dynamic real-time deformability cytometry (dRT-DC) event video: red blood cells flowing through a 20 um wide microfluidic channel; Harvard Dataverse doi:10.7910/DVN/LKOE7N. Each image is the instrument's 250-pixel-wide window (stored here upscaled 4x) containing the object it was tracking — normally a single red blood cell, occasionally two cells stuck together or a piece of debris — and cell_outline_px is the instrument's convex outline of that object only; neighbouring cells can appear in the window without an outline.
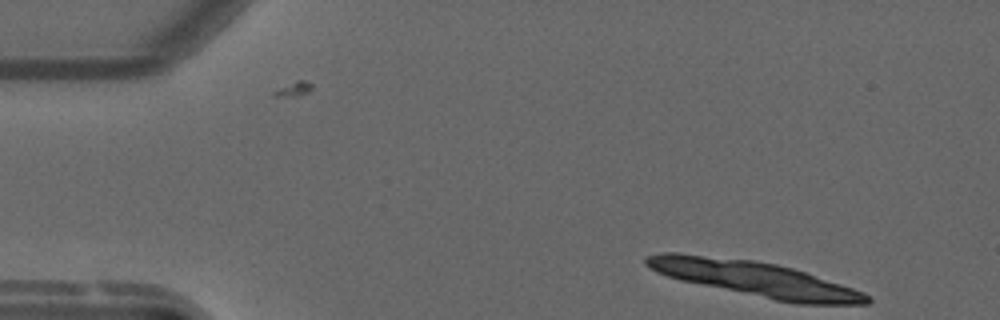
{"species": "common noctule bat (a hibernating species)", "species_latin": "Nyctalus noctula", "temperature_condition": "warm", "stored_images_in_passage": 3, "camera_frame_rate_fps": 3000, "um_per_image_px": 0.085, "animal": {"sex": "male", "forearm_length_mm": 52.5}, "frame": {"image": 1, "passage_image": 3, "time_ms": 0.667, "image_size_px": [1000, 320], "cell_outline_px": [[868, 300], [860, 304], [820, 304], [780, 300], [688, 280], [672, 276], [660, 272], [652, 268], [648, 264], [648, 260], [652, 256], [696, 256], [744, 260], [772, 264], [804, 272], [860, 292], [868, 296]], "centroid_in_image_um": [64.38, 23.74], "position_along_channel_um": 20.6, "area_um2": 40.17}}